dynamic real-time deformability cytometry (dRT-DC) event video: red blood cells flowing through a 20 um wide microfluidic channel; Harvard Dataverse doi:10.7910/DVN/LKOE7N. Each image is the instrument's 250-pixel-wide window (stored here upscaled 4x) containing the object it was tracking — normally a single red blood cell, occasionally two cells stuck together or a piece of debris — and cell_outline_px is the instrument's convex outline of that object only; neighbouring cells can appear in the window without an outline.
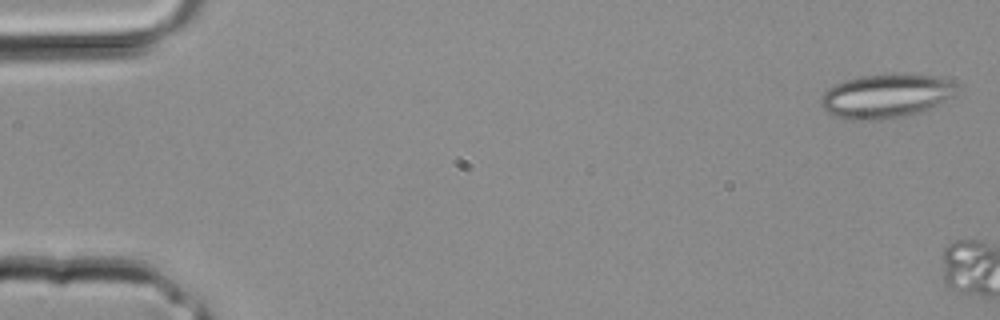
{"species": "common noctule bat (a hibernating species)", "species_latin": "Nyctalus noctula", "temperature_condition": "room temperature", "stored_images_in_passage": 3, "camera_frame_rate_fps": 3000, "um_per_image_px": 0.085, "animal": {"sex": "male", "body_mass_g": 20.4}, "frame": {"image": 1, "passage_image": 1, "time_ms": 0.0, "image_size_px": [1000, 320], "cell_outline_px": [[952, 96], [920, 112], [904, 116], [880, 120], [852, 120], [836, 116], [828, 112], [820, 104], [820, 96], [828, 88], [844, 80], [860, 76], [892, 72], [896, 72], [944, 76], [952, 80]], "centroid_in_image_um": [75.26, 8.12], "position_along_channel_um": 9.7, "area_um2": 35.03}}